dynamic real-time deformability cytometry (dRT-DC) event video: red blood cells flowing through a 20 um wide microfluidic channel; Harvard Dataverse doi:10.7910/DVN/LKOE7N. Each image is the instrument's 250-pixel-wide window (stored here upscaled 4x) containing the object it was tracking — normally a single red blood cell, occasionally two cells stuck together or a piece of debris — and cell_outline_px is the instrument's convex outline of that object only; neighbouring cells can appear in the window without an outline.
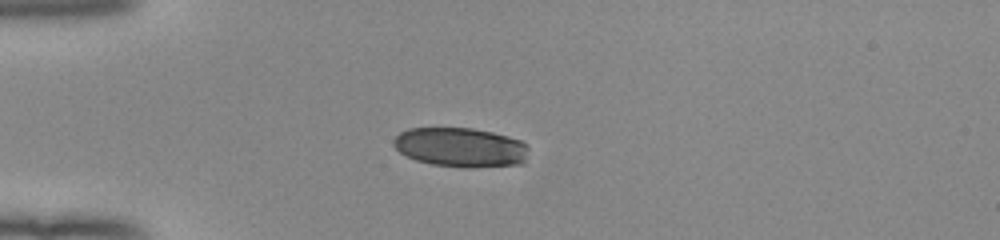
{"species": "human", "species_latin": "Homo sapiens", "temperature_condition": "room temperature", "stored_images_in_passage": 38, "camera_frame_rate_fps": 3000, "um_per_image_px": 0.085, "donor": {"sex": "female"}, "frame": {"image": 1, "passage_image": 1, "time_ms": 0.0, "image_size_px": [1000, 240], "cell_outline_px": [[528, 148], [524, 164], [468, 168], [432, 164], [416, 160], [400, 152], [392, 144], [392, 140], [400, 132], [408, 128], [472, 128], [492, 132], [508, 136], [520, 140], [528, 144]], "centroid_in_image_um": [39.16, 12.52], "position_along_channel_um": 45.8, "area_um2": 31.15}}
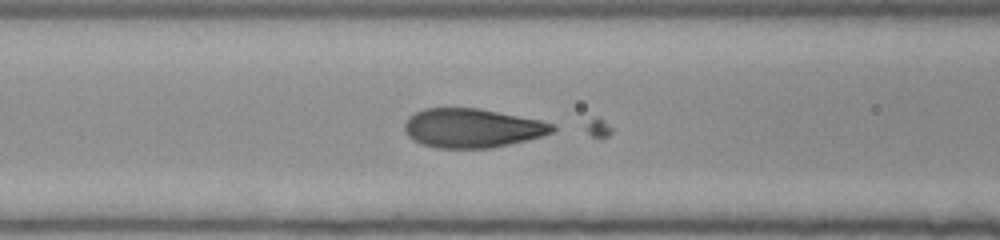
{"frame": {"image": 2, "passage_image": 9, "time_ms": 2.667, "image_size_px": [1000, 240], "cell_outline_px": [[556, 128], [552, 132], [540, 136], [508, 144], [488, 148], [436, 148], [420, 144], [408, 136], [404, 132], [404, 124], [408, 116], [424, 108], [480, 108], [540, 120], [556, 124]], "centroid_in_image_um": [40.09, 10.88], "position_along_channel_um": 126.5, "area_um2": 33.7}}
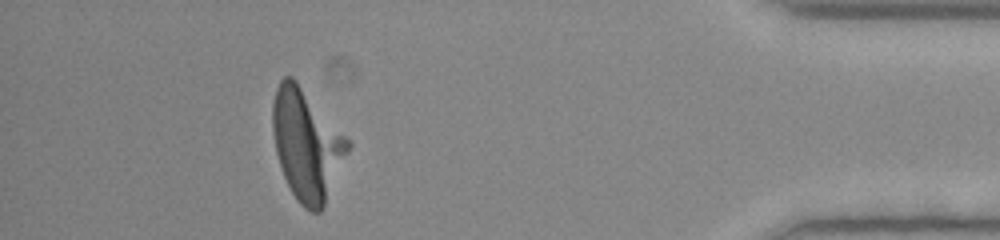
{"frame": {"image": 3, "passage_image": 34, "time_ms": 11.0, "image_size_px": [1000, 240], "cell_outline_px": [[352, 144], [324, 208], [320, 212], [312, 212], [304, 208], [296, 200], [284, 176], [276, 152], [272, 132], [272, 104], [276, 88], [280, 80], [284, 76], [292, 76], [296, 80], [352, 140]], "centroid_in_image_um": [26.1, 12.28], "position_along_channel_um": 409.1, "area_um2": 49.13}}